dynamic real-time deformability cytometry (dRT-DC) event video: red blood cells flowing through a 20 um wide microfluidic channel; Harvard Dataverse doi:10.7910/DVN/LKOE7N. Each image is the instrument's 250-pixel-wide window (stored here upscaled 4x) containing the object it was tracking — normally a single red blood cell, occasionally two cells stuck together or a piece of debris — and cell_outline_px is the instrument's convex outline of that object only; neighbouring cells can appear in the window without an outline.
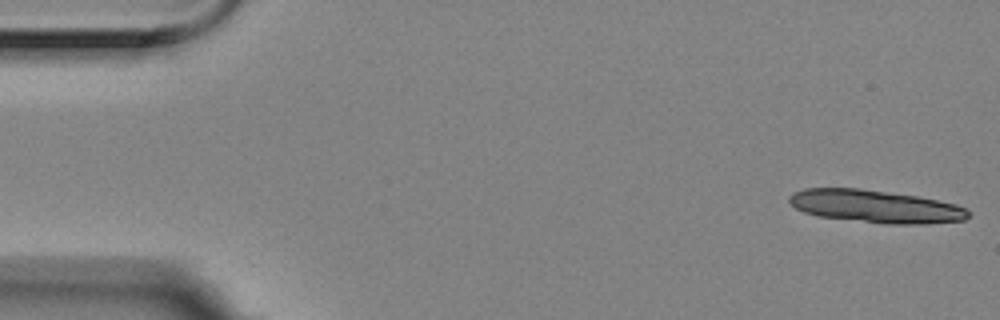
{"species": "Egyptian fruit bat (a non-hibernating species)", "species_latin": "Rousettus aegyptiacus", "temperature_condition": "room temperature", "stored_images_in_passage": 13, "camera_frame_rate_fps": 3000, "um_per_image_px": 0.085, "animal": {"sex": "female"}, "frame": {"image": 1, "passage_image": 1, "time_ms": 0.0, "image_size_px": [1000, 320], "cell_outline_px": [[968, 216], [964, 220], [920, 224], [884, 224], [816, 216], [804, 212], [796, 208], [788, 200], [788, 196], [792, 192], [804, 188], [860, 188], [916, 196], [956, 204], [964, 208], [968, 212]], "centroid_in_image_um": [74.35, 17.54], "position_along_channel_um": 10.7, "area_um2": 34.1}}